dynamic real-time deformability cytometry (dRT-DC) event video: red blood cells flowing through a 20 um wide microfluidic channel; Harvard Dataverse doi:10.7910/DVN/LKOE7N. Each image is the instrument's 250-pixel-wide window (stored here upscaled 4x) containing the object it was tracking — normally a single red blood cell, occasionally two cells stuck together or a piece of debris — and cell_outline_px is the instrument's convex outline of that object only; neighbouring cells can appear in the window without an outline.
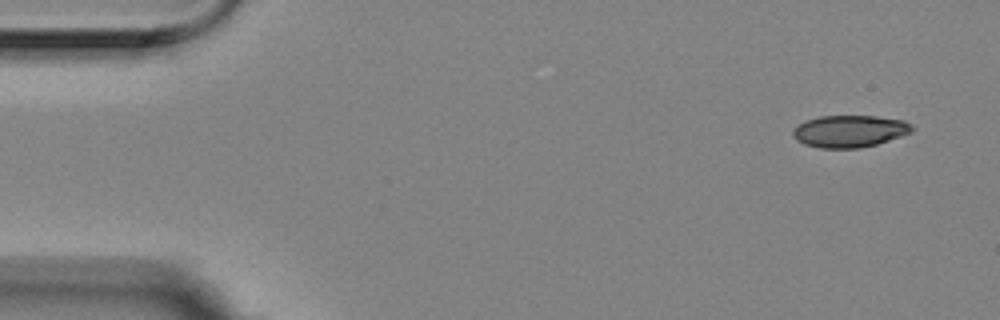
{"species": "Egyptian fruit bat (a non-hibernating species)", "species_latin": "Rousettus aegyptiacus", "temperature_condition": "room temperature", "stored_images_in_passage": 8, "camera_frame_rate_fps": 3000, "um_per_image_px": 0.085, "animal": {"sex": "female"}, "frame": {"image": 1, "passage_image": 1, "time_ms": 0.0, "image_size_px": [1000, 320], "cell_outline_px": [[916, 128], [912, 132], [876, 144], [860, 148], [820, 148], [804, 144], [796, 140], [792, 136], [792, 132], [804, 120], [820, 116], [876, 116], [904, 120], [912, 124]], "centroid_in_image_um": [72.23, 11.15], "position_along_channel_um": 12.8, "area_um2": 22.31}}
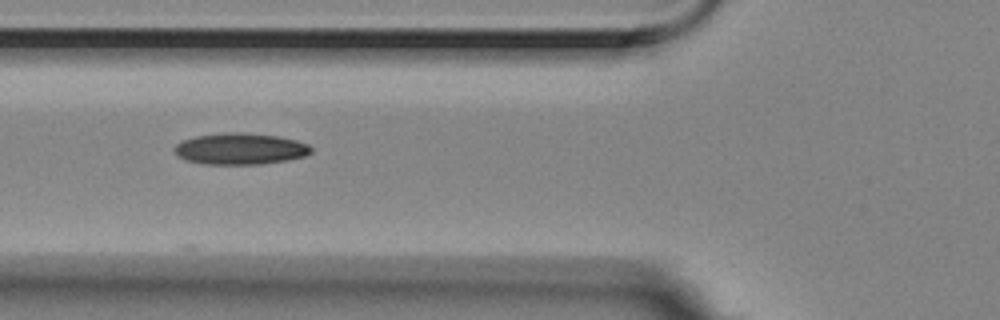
{"frame": {"image": 2, "passage_image": 6, "time_ms": 1.667, "image_size_px": [1000, 320], "cell_outline_px": [[312, 152], [304, 156], [288, 160], [260, 164], [204, 164], [188, 160], [176, 156], [172, 148], [176, 144], [184, 140], [196, 136], [228, 132], [244, 132], [280, 136], [296, 140], [308, 144], [312, 148]], "centroid_in_image_um": [20.42, 12.64], "position_along_channel_um": 105.4, "area_um2": 25.14}}
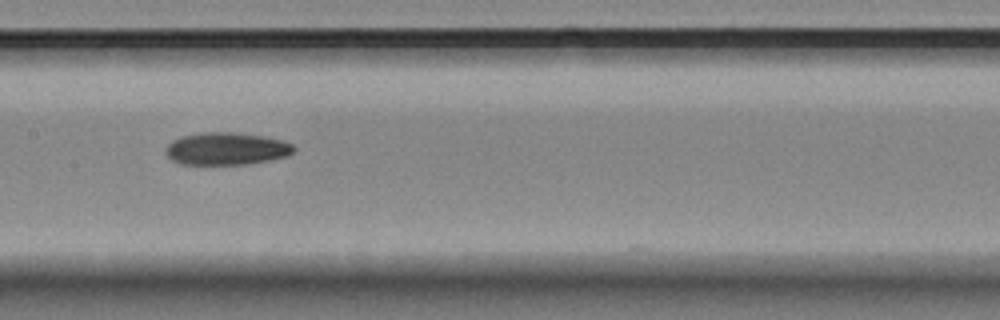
{"frame": {"image": 3, "passage_image": 8, "time_ms": 2.333, "image_size_px": [1000, 320], "cell_outline_px": [[296, 152], [288, 156], [268, 160], [244, 164], [180, 164], [172, 160], [164, 152], [164, 148], [172, 140], [184, 136], [204, 132], [232, 132], [264, 136], [284, 140], [292, 144], [296, 148]], "centroid_in_image_um": [19.27, 12.64], "position_along_channel_um": 188.1, "area_um2": 24.33}}